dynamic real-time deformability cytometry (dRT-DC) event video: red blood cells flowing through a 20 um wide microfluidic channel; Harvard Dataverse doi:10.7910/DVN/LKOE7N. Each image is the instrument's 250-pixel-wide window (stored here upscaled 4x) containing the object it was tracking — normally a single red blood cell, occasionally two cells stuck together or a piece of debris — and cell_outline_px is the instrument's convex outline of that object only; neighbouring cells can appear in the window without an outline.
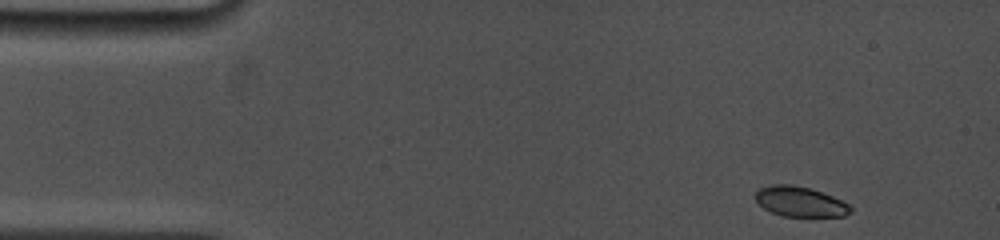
{"species": "common noctule bat (a hibernating species)", "species_latin": "Nyctalus noctula", "temperature_condition": "cold", "stored_images_in_passage": 22, "camera_frame_rate_fps": 5000, "um_per_image_px": 0.085, "animal": {"sex": "female", "body_mass_g": 19.0, "forearm_length_mm": 53.3}, "frame": {"image": 1, "passage_image": 1, "time_ms": 0.0, "image_size_px": [1000, 240], "cell_outline_px": [[852, 212], [844, 216], [784, 216], [772, 212], [764, 208], [756, 200], [756, 192], [760, 188], [772, 184], [792, 184], [808, 188], [832, 196], [848, 204], [852, 208]], "centroid_in_image_um": [68.01, 17.14], "position_along_channel_um": 17.0, "area_um2": 16.42}}
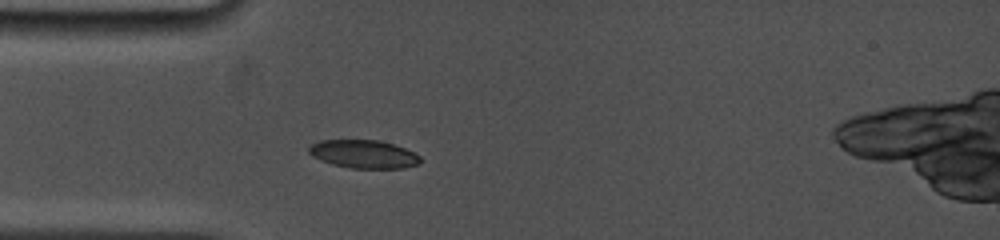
{"frame": {"image": 2, "passage_image": 16, "time_ms": 3.2, "image_size_px": [1000, 240], "cell_outline_px": [[420, 164], [404, 168], [352, 168], [332, 164], [320, 160], [312, 156], [308, 152], [308, 148], [312, 144], [320, 140], [380, 140], [404, 148], [420, 156]], "centroid_in_image_um": [30.9, 13.1], "position_along_channel_um": 54.1, "area_um2": 18.26}}
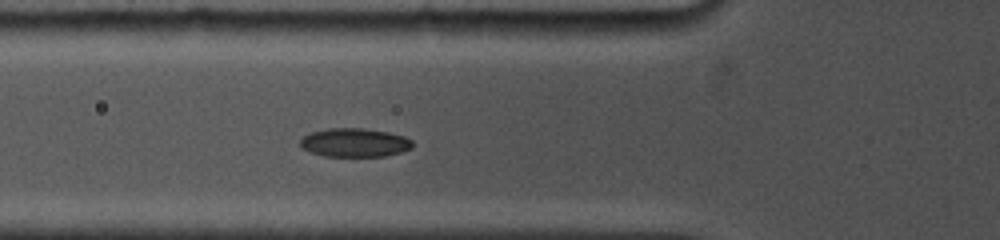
{"frame": {"image": 3, "passage_image": 22, "time_ms": 4.4, "image_size_px": [1000, 240], "cell_outline_px": [[412, 148], [400, 152], [384, 156], [324, 156], [300, 148], [300, 140], [304, 136], [312, 132], [328, 128], [364, 128], [388, 132], [404, 136], [412, 140]], "centroid_in_image_um": [30.14, 12.12], "position_along_channel_um": 95.7, "area_um2": 18.73}}